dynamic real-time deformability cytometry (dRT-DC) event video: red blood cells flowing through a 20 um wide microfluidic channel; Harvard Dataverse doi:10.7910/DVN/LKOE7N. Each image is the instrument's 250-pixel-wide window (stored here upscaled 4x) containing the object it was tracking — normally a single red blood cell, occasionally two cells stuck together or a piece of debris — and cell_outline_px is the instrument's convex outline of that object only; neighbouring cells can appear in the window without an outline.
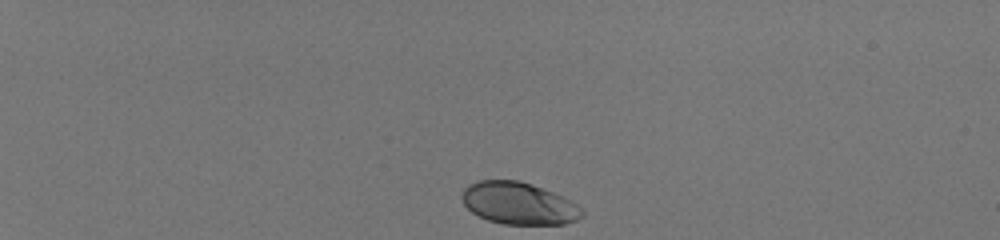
{"species": "human", "species_latin": "Homo sapiens", "temperature_condition": "room temperature", "stored_images_in_passage": 39, "camera_frame_rate_fps": 3000, "um_per_image_px": 0.085, "donor": {"sex": "male"}, "frame": {"image": 1, "passage_image": 1, "time_ms": 0.0, "image_size_px": [1000, 240], "cell_outline_px": [[584, 216], [576, 220], [564, 224], [504, 224], [488, 220], [472, 212], [464, 204], [460, 196], [464, 188], [468, 184], [480, 180], [520, 180], [532, 184], [564, 196], [576, 204], [584, 212]], "centroid_in_image_um": [44.09, 17.27], "position_along_channel_um": 40.9, "area_um2": 29.59}}
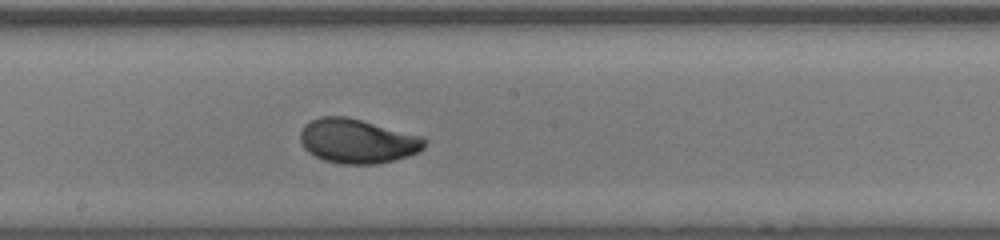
{"frame": {"image": 2, "passage_image": 22, "time_ms": 7.0, "image_size_px": [1000, 240], "cell_outline_px": [[428, 140], [424, 148], [420, 152], [396, 160], [376, 164], [340, 164], [324, 160], [308, 152], [304, 148], [300, 140], [300, 132], [304, 124], [320, 116], [348, 116], [424, 136]], "centroid_in_image_um": [30.42, 11.98], "position_along_channel_um": 217.8, "area_um2": 32.66}}
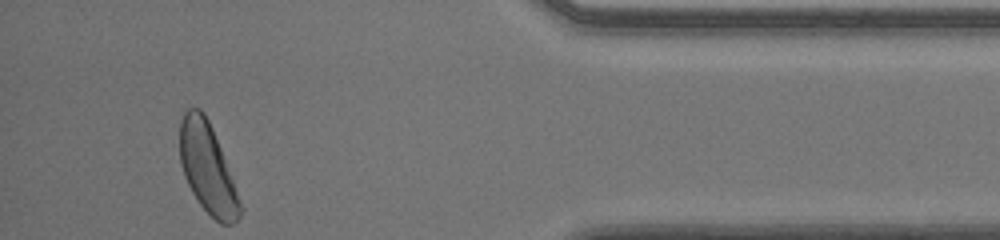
{"frame": {"image": 3, "passage_image": 39, "time_ms": 12.667, "image_size_px": [1000, 240], "cell_outline_px": [[244, 208], [240, 216], [232, 224], [220, 224], [200, 204], [192, 192], [184, 176], [180, 164], [180, 120], [184, 112], [188, 108], [200, 108], [204, 112], [212, 128]], "centroid_in_image_um": [17.64, 14.31], "position_along_channel_um": 417.6, "area_um2": 31.33}, "authors_computed_cell_mechanics": {"area_um2": 31.2698, "velocity_mm_per_s": 4.0379, "shape_relaxation_time_tau1_ms": 1.9749, "shape_relaxation_time_tau2_ms": null, "deformation_change_tau1": 0.1173, "deformation_change_tau2": null}}